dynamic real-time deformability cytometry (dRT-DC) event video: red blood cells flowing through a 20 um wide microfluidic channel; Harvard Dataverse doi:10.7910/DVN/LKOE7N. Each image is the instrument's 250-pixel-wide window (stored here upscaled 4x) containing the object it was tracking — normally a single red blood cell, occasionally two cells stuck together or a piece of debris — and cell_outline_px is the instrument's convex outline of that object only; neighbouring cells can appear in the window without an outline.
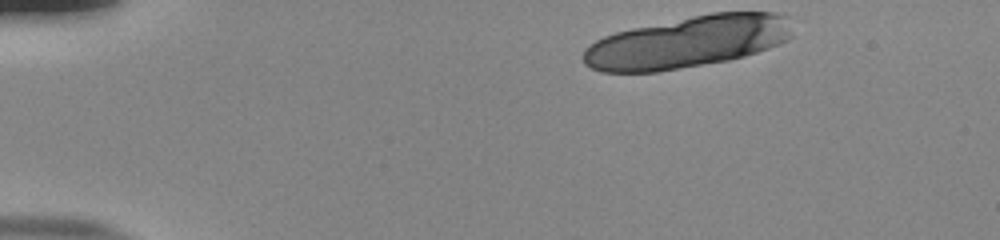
{"species": "human", "species_latin": "Homo sapiens", "temperature_condition": "room temperature", "stored_images_in_passage": 13, "camera_frame_rate_fps": 3000, "um_per_image_px": 0.085, "donor": {"sex": "male"}, "frame": {"image": 1, "passage_image": 1, "time_ms": 0.0, "image_size_px": [1000, 240], "cell_outline_px": [[788, 36], [784, 40], [768, 48], [756, 52], [728, 60], [656, 72], [604, 72], [592, 68], [584, 64], [584, 52], [596, 40], [604, 36], [616, 32], [632, 28], [712, 12], [776, 12], [780, 16]], "centroid_in_image_um": [58.31, 3.58], "position_along_channel_um": 26.7, "area_um2": 61.5}}